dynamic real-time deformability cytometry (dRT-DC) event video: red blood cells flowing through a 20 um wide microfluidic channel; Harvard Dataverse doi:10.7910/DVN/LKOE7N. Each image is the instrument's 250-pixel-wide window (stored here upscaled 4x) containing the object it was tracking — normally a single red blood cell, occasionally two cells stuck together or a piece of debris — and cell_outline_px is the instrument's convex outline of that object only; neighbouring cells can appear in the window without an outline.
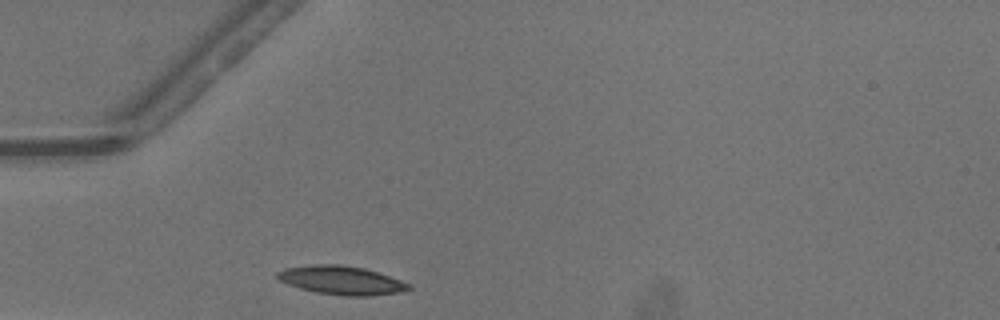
{"species": "common noctule bat (a hibernating species)", "species_latin": "Nyctalus noctula", "temperature_condition": "warm", "stored_images_in_passage": 24, "camera_frame_rate_fps": 3000, "um_per_image_px": 0.085, "animal": {"sex": "male", "body_mass_g": 13.3}, "frame": {"image": 1, "passage_image": 1, "time_ms": 0.0, "image_size_px": [1000, 320], "cell_outline_px": [[412, 288], [396, 292], [368, 296], [344, 296], [316, 292], [300, 288], [288, 284], [280, 280], [276, 276], [276, 272], [288, 268], [312, 264], [340, 264], [364, 268], [412, 284]], "centroid_in_image_um": [29.01, 23.82], "position_along_channel_um": 56.0, "area_um2": 21.68}}
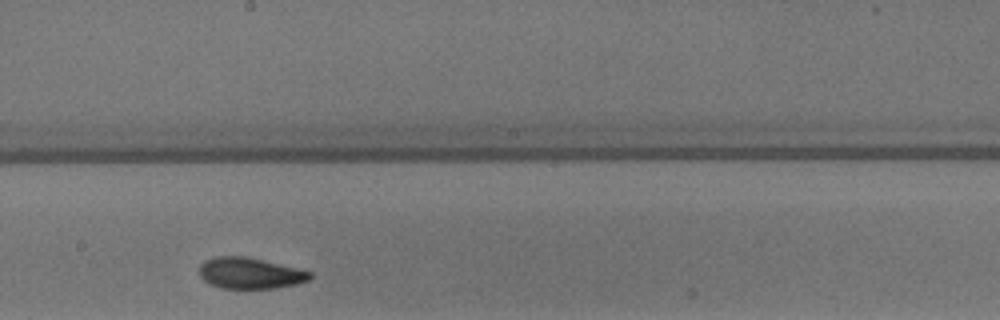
{"frame": {"image": 2, "passage_image": 14, "time_ms": 4.333, "image_size_px": [1000, 320], "cell_outline_px": [[312, 276], [308, 280], [296, 284], [276, 288], [220, 288], [204, 280], [200, 276], [200, 264], [204, 260], [216, 256], [244, 256], [296, 268], [312, 272]], "centroid_in_image_um": [21.23, 23.22], "position_along_channel_um": 227.0, "area_um2": 19.83}}
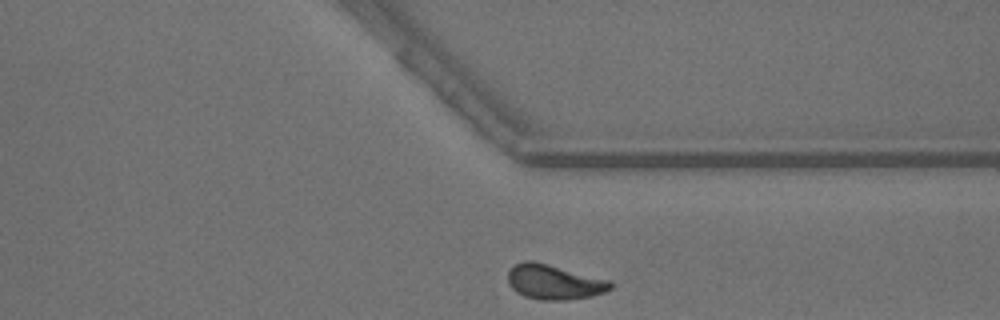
{"frame": {"image": 3, "passage_image": 24, "time_ms": 7.667, "image_size_px": [1000, 320], "cell_outline_px": [[612, 288], [604, 292], [592, 296], [568, 300], [540, 300], [524, 296], [516, 292], [508, 284], [508, 272], [516, 264], [524, 260], [532, 260], [548, 264], [608, 280], [612, 284]], "centroid_in_image_um": [47.06, 23.98], "position_along_channel_um": 364.3, "area_um2": 20.69}}